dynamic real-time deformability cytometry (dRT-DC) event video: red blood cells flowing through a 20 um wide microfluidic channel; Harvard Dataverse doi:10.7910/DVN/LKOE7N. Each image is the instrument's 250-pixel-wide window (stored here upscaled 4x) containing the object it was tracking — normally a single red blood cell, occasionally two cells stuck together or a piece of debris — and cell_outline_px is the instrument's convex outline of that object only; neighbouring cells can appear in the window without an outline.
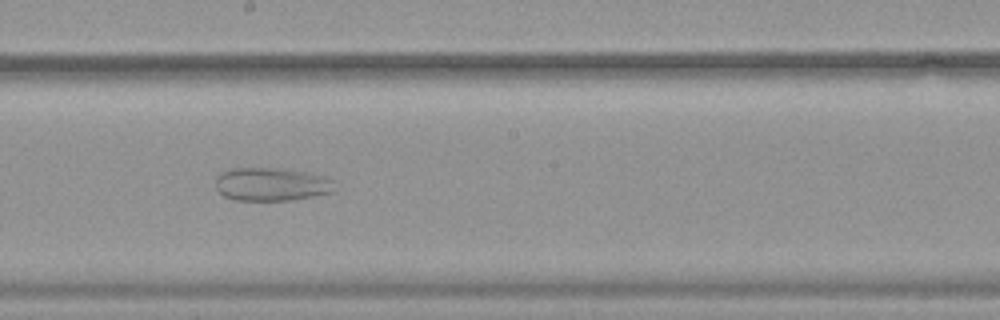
{"species": "common noctule bat (a hibernating species)", "species_latin": "Nyctalus noctula", "temperature_condition": "warm", "stored_images_in_passage": 53, "camera_frame_rate_fps": 3000, "um_per_image_px": 0.085, "animal": {"sex": "female", "body_mass_g": 19.9}, "frame": {"image": 1, "passage_image": 30, "time_ms": 9.667, "image_size_px": [1000, 320], "cell_outline_px": [[336, 192], [292, 200], [236, 200], [224, 196], [216, 188], [216, 176], [220, 172], [228, 168], [280, 168], [304, 172], [336, 180]], "centroid_in_image_um": [23.1, 15.66], "position_along_channel_um": 225.1, "area_um2": 23.35}}
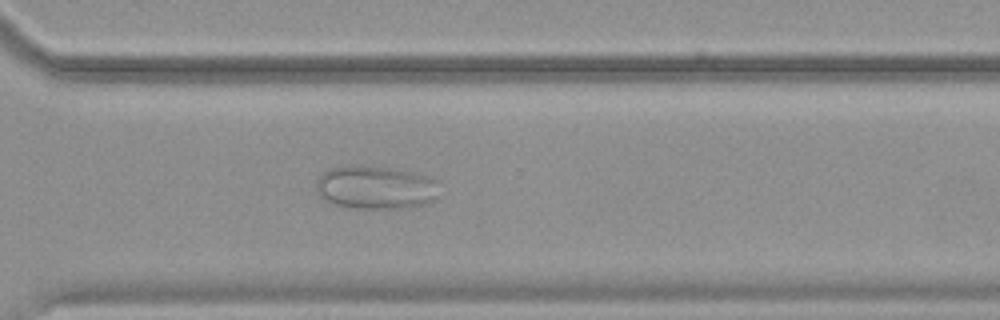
{"frame": {"image": 2, "passage_image": 39, "time_ms": 12.667, "image_size_px": [1000, 320], "cell_outline_px": [[436, 200], [424, 204], [404, 208], [352, 208], [336, 204], [320, 196], [316, 188], [316, 180], [324, 172], [332, 168], [352, 164], [360, 164], [392, 168], [416, 172], [428, 176], [432, 180], [436, 196]], "centroid_in_image_um": [31.88, 15.91], "position_along_channel_um": 338.7, "area_um2": 30.92}}
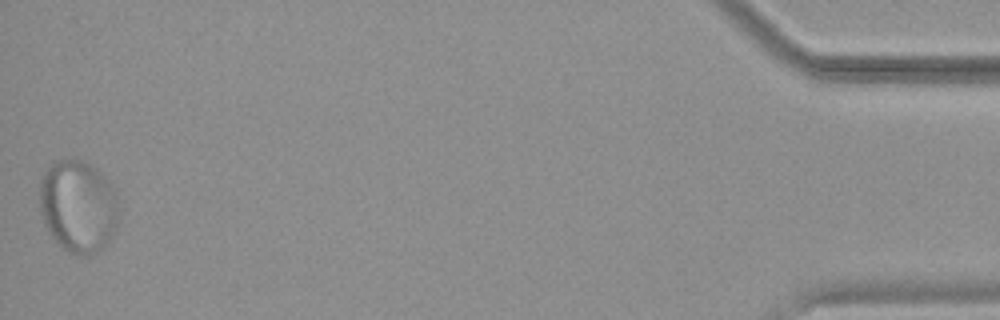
{"frame": {"image": 3, "passage_image": 53, "time_ms": 17.333, "image_size_px": [1000, 320], "cell_outline_px": [[120, 216], [116, 228], [104, 248], [88, 256], [80, 256], [68, 252], [60, 248], [44, 224], [40, 212], [40, 180], [44, 172], [52, 160], [80, 160], [96, 168], [112, 184], [116, 196], [120, 212]], "centroid_in_image_um": [6.65, 17.56], "position_along_channel_um": 428.6, "area_um2": 43.29}}